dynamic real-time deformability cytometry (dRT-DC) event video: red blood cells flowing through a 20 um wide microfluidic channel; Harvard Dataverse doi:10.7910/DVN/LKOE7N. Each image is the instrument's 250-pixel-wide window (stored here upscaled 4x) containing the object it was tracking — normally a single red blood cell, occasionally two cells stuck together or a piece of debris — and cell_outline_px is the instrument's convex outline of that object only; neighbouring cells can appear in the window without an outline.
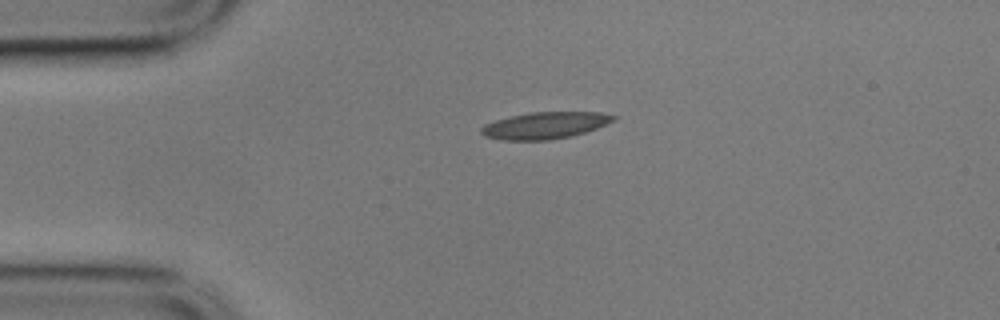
{"species": "common noctule bat (a hibernating species)", "species_latin": "Nyctalus noctula", "temperature_condition": "cold", "stored_images_in_passage": 45, "camera_frame_rate_fps": 3000, "um_per_image_px": 0.085, "animal": {"sex": "male", "body_mass_g": 17.9}, "frame": {"image": 1, "passage_image": 1, "time_ms": 0.0, "image_size_px": [1000, 320], "cell_outline_px": [[616, 116], [612, 120], [596, 128], [584, 132], [568, 136], [548, 140], [504, 140], [484, 136], [480, 132], [480, 128], [484, 124], [496, 120], [528, 112], [600, 112]], "centroid_in_image_um": [46.25, 10.65], "position_along_channel_um": 38.7, "area_um2": 20.29}}
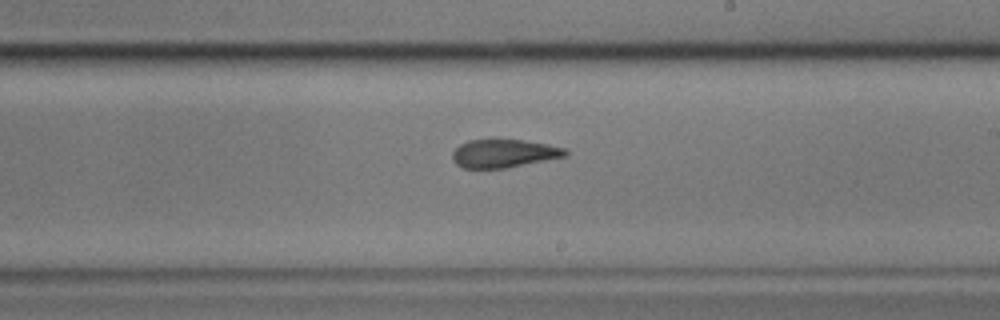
{"frame": {"image": 2, "passage_image": 21, "time_ms": 6.667, "image_size_px": [1000, 320], "cell_outline_px": [[568, 156], [508, 168], [464, 168], [456, 164], [452, 160], [452, 152], [460, 144], [468, 140], [520, 140], [548, 144], [568, 148]], "centroid_in_image_um": [42.87, 13.05], "position_along_channel_um": 246.1, "area_um2": 18.73}}
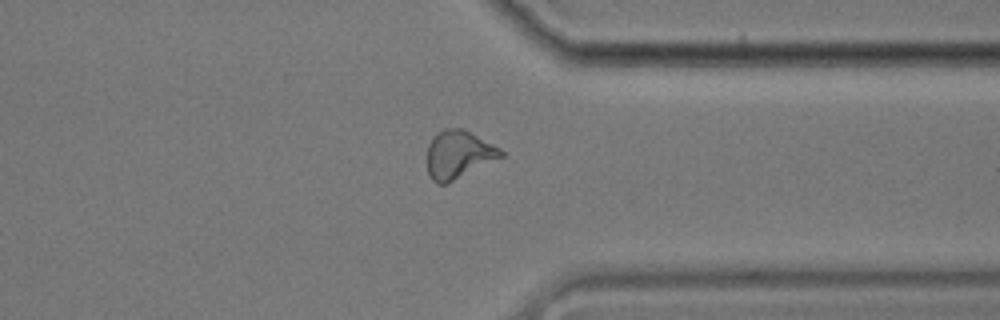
{"frame": {"image": 3, "passage_image": 32, "time_ms": 10.333, "image_size_px": [1000, 320], "cell_outline_px": [[504, 156], [448, 184], [436, 184], [432, 180], [428, 172], [428, 144], [436, 132], [444, 128], [464, 128], [500, 148], [504, 152]], "centroid_in_image_um": [38.97, 13.14], "position_along_channel_um": 372.4, "area_um2": 20.87}, "authors_computed_cell_mechanics": {"area_um2": 20.3456, "velocity_mm_per_s": 3.5229, "shape_relaxation_time_tau1_ms": null, "shape_relaxation_time_tau2_ms": 2.8232, "deformation_change_tau1": null, "deformation_change_tau2": 0.0993}}